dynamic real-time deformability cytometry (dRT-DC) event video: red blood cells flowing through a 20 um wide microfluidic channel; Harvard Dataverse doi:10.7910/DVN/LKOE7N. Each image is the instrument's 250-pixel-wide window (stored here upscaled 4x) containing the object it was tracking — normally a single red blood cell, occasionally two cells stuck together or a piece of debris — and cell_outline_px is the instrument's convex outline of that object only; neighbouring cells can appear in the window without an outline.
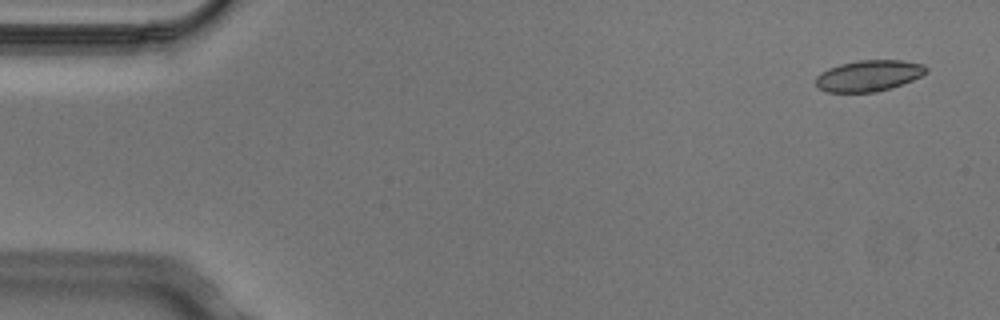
{"species": "Egyptian fruit bat (a non-hibernating species)", "species_latin": "Rousettus aegyptiacus", "temperature_condition": "cold", "stored_images_in_passage": 7, "camera_frame_rate_fps": 3000, "um_per_image_px": 0.085, "animal": {"sex": "male"}, "frame": {"image": 1, "passage_image": 1, "time_ms": 0.0, "image_size_px": [1000, 320], "cell_outline_px": [[928, 72], [912, 80], [876, 92], [828, 92], [820, 88], [816, 84], [816, 76], [820, 72], [828, 68], [840, 64], [860, 60], [900, 60], [924, 64], [928, 68]], "centroid_in_image_um": [73.84, 6.42], "position_along_channel_um": 11.2, "area_um2": 19.88}}
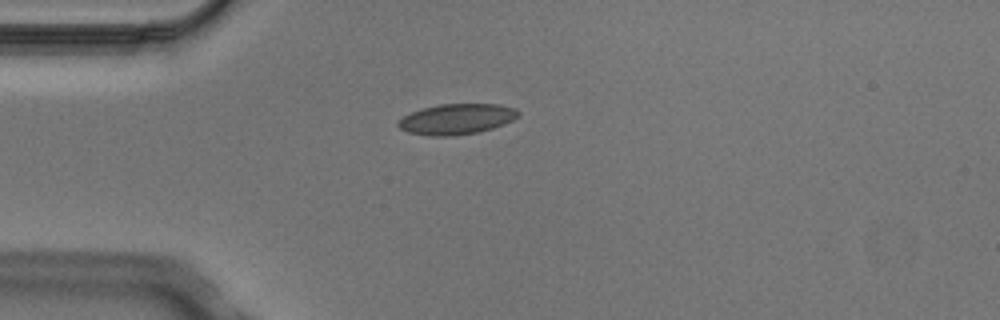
{"frame": {"image": 2, "passage_image": 4, "time_ms": 1.0, "image_size_px": [1000, 320], "cell_outline_px": [[520, 116], [504, 124], [480, 132], [452, 136], [428, 136], [408, 132], [400, 128], [396, 124], [404, 116], [412, 112], [424, 108], [440, 104], [496, 104], [516, 108], [520, 112]], "centroid_in_image_um": [38.84, 10.13], "position_along_channel_um": 46.2, "area_um2": 21.39}}
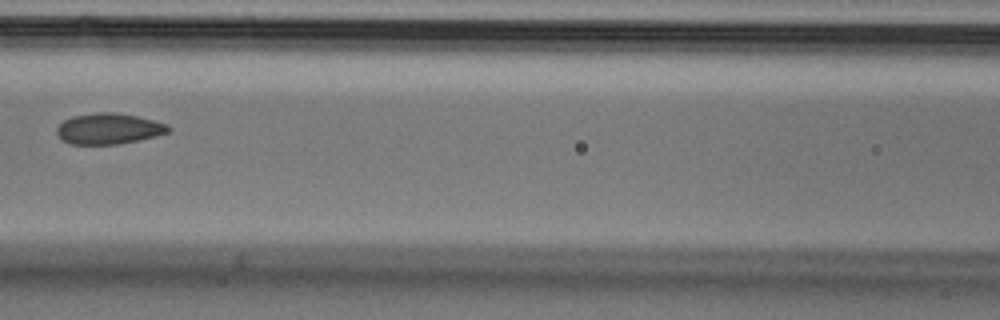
{"frame": {"image": 3, "passage_image": 7, "time_ms": 2.0, "image_size_px": [1000, 320], "cell_outline_px": [[172, 128], [168, 132], [156, 136], [116, 144], [68, 144], [60, 140], [56, 132], [56, 128], [64, 120], [72, 116], [96, 112], [112, 112], [136, 116], [168, 124]], "centroid_in_image_um": [9.2, 10.94], "position_along_channel_um": 157.4, "area_um2": 20.06}}